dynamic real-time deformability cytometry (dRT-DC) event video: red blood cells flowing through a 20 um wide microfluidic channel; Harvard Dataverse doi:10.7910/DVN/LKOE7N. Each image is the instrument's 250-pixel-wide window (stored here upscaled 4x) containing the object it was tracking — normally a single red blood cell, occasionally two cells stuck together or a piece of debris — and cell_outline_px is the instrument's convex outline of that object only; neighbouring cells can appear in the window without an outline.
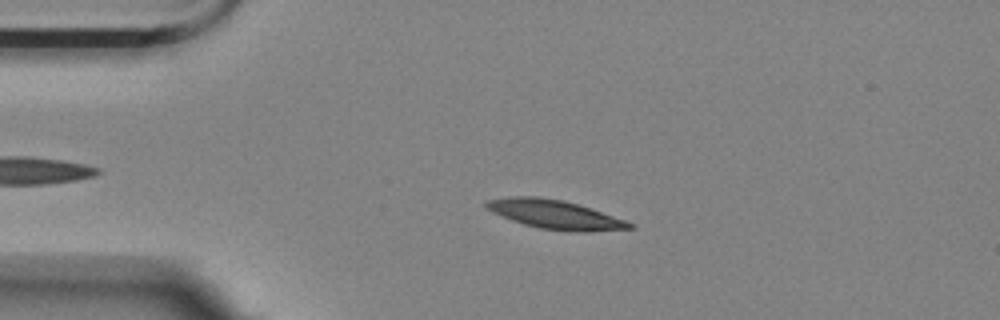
{"species": "Egyptian fruit bat (a non-hibernating species)", "species_latin": "Rousettus aegyptiacus", "temperature_condition": "room temperature", "stored_images_in_passage": 43, "camera_frame_rate_fps": 3000, "um_per_image_px": 0.085, "animal": {"sex": "female"}, "frame": {"image": 1, "passage_image": 9, "time_ms": 2.667, "image_size_px": [1000, 320], "cell_outline_px": [[636, 228], [588, 232], [568, 232], [540, 228], [524, 224], [512, 220], [492, 212], [484, 204], [488, 200], [512, 196], [536, 196], [564, 200], [636, 224]], "centroid_in_image_um": [47.19, 18.24], "position_along_channel_um": 37.8, "area_um2": 23.93}}
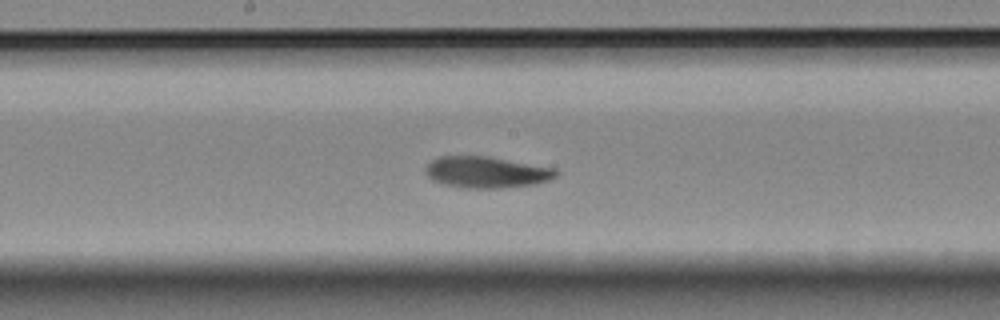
{"frame": {"image": 2, "passage_image": 26, "time_ms": 8.333, "image_size_px": [1000, 320], "cell_outline_px": [[560, 172], [556, 176], [548, 180], [536, 184], [504, 188], [464, 188], [444, 184], [432, 180], [424, 172], [424, 168], [432, 160], [440, 156], [488, 156], [556, 168]], "centroid_in_image_um": [41.36, 14.64], "position_along_channel_um": 206.8, "area_um2": 24.04}}
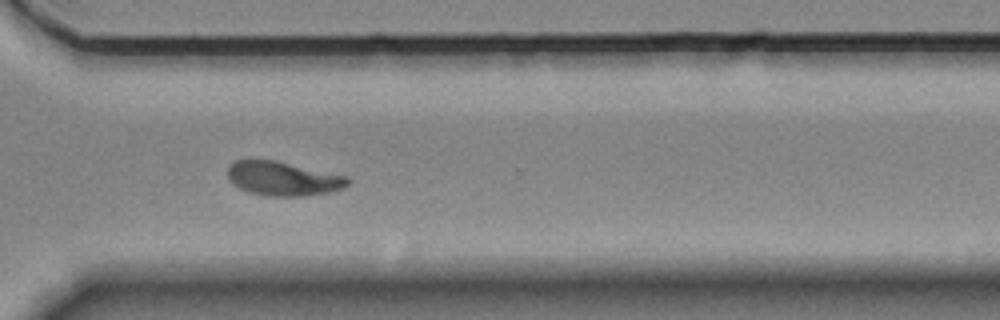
{"frame": {"image": 3, "passage_image": 38, "time_ms": 12.333, "image_size_px": [1000, 320], "cell_outline_px": [[352, 180], [344, 188], [328, 192], [300, 196], [268, 196], [248, 192], [232, 184], [228, 180], [228, 164], [236, 160], [272, 160], [348, 176]], "centroid_in_image_um": [24.04, 15.18], "position_along_channel_um": 346.6, "area_um2": 23.81}, "authors_computed_cell_mechanics": {"area_um2": 23.8136, "velocity_mm_per_s": 3.4956, "shape_relaxation_time_tau1_ms": 6.2746, "shape_relaxation_time_tau2_ms": 6.9233, "deformation_change_tau1": 0.1779, "deformation_change_tau2": 0.1031}}